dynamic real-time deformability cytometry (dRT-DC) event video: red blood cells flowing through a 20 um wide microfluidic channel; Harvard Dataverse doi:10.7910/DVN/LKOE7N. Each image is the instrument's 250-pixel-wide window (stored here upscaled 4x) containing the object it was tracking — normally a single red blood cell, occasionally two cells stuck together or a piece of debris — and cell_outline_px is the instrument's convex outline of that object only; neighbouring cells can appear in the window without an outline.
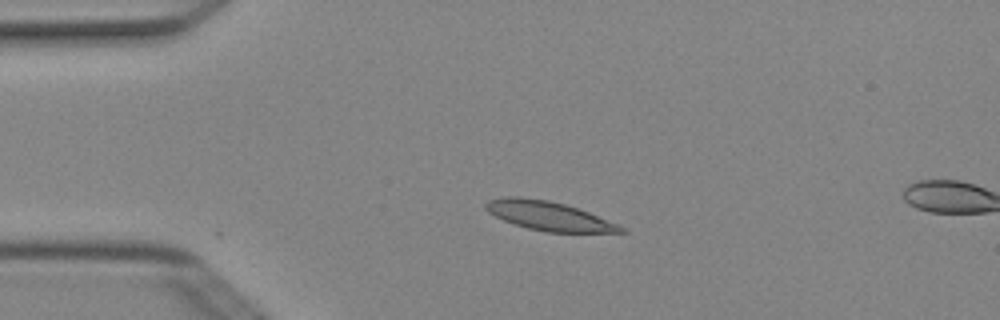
{"species": "Egyptian fruit bat (a non-hibernating species)", "species_latin": "Rousettus aegyptiacus", "temperature_condition": "cold", "stored_images_in_passage": 4, "camera_frame_rate_fps": 3000, "um_per_image_px": 0.085, "animal": {"sex": "female"}, "frame": {"image": 1, "passage_image": 3, "time_ms": 0.667, "image_size_px": [1000, 320], "cell_outline_px": [[628, 232], [548, 232], [528, 228], [504, 220], [488, 212], [484, 208], [484, 204], [488, 200], [504, 196], [520, 196], [548, 200], [564, 204], [588, 212], [620, 224]], "centroid_in_image_um": [46.63, 18.34], "position_along_channel_um": 38.4, "area_um2": 22.77}}